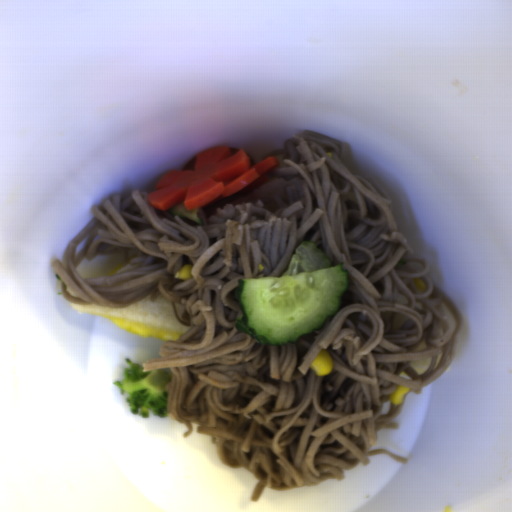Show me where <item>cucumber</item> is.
Masks as SVG:
<instances>
[{"instance_id": "8b760119", "label": "cucumber", "mask_w": 512, "mask_h": 512, "mask_svg": "<svg viewBox=\"0 0 512 512\" xmlns=\"http://www.w3.org/2000/svg\"><path fill=\"white\" fill-rule=\"evenodd\" d=\"M350 286L342 261L302 240L280 277L240 278L233 298L242 318L235 327L265 346H286L319 332L334 317Z\"/></svg>"}, {"instance_id": "586b57bf", "label": "cucumber", "mask_w": 512, "mask_h": 512, "mask_svg": "<svg viewBox=\"0 0 512 512\" xmlns=\"http://www.w3.org/2000/svg\"><path fill=\"white\" fill-rule=\"evenodd\" d=\"M172 216H178L179 218H188L199 225H203V221L199 218L198 208L194 210H187L184 206V202L177 203L168 210Z\"/></svg>"}]
</instances>
